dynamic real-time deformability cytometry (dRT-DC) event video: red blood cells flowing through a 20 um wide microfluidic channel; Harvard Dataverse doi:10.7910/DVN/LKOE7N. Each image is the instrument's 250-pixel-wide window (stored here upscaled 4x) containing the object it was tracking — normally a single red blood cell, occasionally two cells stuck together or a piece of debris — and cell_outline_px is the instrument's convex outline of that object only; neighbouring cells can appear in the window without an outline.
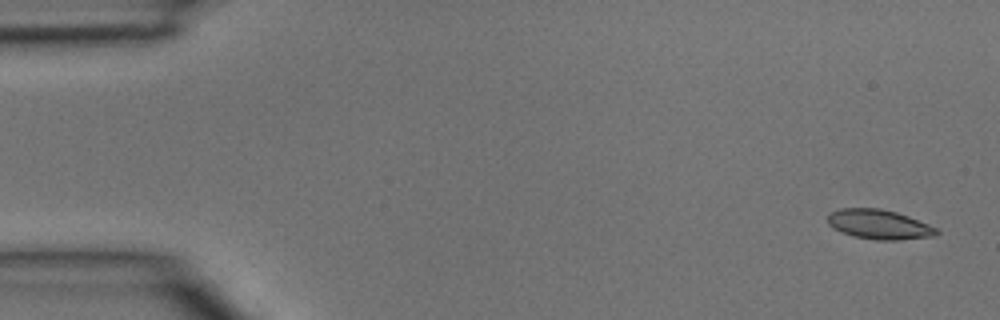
{"species": "common noctule bat (a hibernating species)", "species_latin": "Nyctalus noctula", "temperature_condition": "room temperature", "stored_images_in_passage": 3, "camera_frame_rate_fps": 3000, "um_per_image_px": 0.085, "animal": {"sex": "male", "body_mass_g": 15.6}, "frame": {"image": 1, "passage_image": 1, "time_ms": 0.0, "image_size_px": [1000, 320], "cell_outline_px": [[940, 232], [936, 236], [900, 240], [876, 240], [852, 236], [840, 232], [832, 228], [828, 224], [828, 212], [840, 208], [880, 208], [896, 212], [908, 216], [928, 224], [936, 228]], "centroid_in_image_um": [74.69, 19.08], "position_along_channel_um": 10.3, "area_um2": 19.02}}